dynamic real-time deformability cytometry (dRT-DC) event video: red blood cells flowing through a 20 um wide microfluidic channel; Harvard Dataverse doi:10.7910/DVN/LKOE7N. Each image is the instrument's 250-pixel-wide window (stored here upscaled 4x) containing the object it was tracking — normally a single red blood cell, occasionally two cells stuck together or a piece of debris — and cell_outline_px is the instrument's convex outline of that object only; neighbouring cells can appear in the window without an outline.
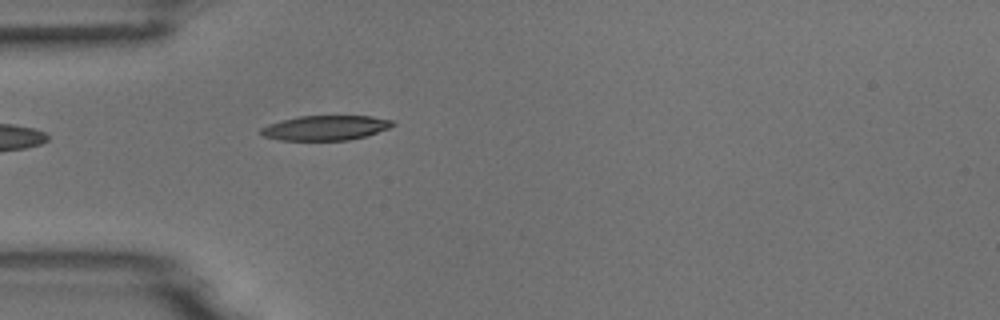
{"species": "common noctule bat (a hibernating species)", "species_latin": "Nyctalus noctula", "temperature_condition": "room temperature", "stored_images_in_passage": 4, "camera_frame_rate_fps": 3000, "um_per_image_px": 0.085, "animal": {"sex": "male", "body_mass_g": 18.8}, "frame": {"image": 1, "passage_image": 4, "time_ms": 4.333, "image_size_px": [1000, 320], "cell_outline_px": [[396, 124], [388, 128], [364, 136], [348, 140], [280, 140], [264, 136], [260, 132], [260, 128], [268, 124], [300, 116], [372, 116], [392, 120]], "centroid_in_image_um": [27.66, 10.86], "position_along_channel_um": 57.3, "area_um2": 18.79}}